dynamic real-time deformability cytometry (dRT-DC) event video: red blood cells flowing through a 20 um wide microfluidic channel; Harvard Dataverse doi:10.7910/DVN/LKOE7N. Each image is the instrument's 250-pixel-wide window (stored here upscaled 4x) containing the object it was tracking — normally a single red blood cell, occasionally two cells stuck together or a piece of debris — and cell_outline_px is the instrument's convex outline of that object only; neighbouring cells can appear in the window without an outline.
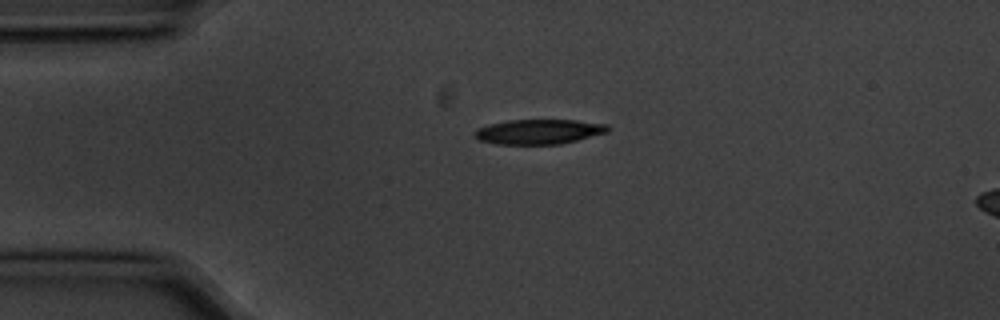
{"species": "common noctule bat (a hibernating species)", "species_latin": "Nyctalus noctula", "temperature_condition": "cold", "stored_images_in_passage": 3, "segment_of_instrument_passage": [1, 2], "camera_frame_rate_fps": 3000, "um_per_image_px": 0.085, "animal": {"sex": "male", "body_mass_g": 20.1, "forearm_length_mm": 53.5}, "frame": {"image": 1, "passage_image": 1, "time_ms": 0.0, "image_size_px": [1000, 320], "cell_outline_px": [[608, 132], [560, 144], [496, 144], [480, 140], [476, 136], [476, 132], [480, 128], [488, 124], [508, 120], [576, 120], [608, 124]], "centroid_in_image_um": [45.83, 11.19], "position_along_channel_um": 39.2, "area_um2": 19.02}}